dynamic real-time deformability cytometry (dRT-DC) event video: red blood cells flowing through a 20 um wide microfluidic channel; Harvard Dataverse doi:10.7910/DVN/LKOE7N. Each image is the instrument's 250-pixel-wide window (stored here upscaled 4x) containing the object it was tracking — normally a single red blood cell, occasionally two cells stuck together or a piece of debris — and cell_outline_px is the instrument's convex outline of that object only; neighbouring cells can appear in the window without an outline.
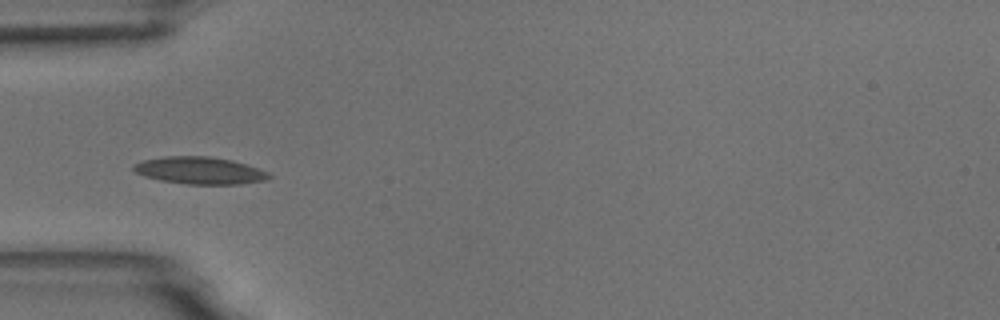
{"species": "common noctule bat (a hibernating species)", "species_latin": "Nyctalus noctula", "temperature_condition": "room temperature", "stored_images_in_passage": 9, "camera_frame_rate_fps": 3000, "um_per_image_px": 0.085, "animal": {"sex": "male", "body_mass_g": 18.8}, "frame": {"image": 1, "passage_image": 4, "time_ms": 4.333, "image_size_px": [1000, 320], "cell_outline_px": [[272, 176], [264, 180], [240, 184], [184, 184], [160, 180], [144, 176], [136, 172], [132, 168], [132, 164], [144, 160], [164, 156], [208, 156], [232, 160], [268, 172]], "centroid_in_image_um": [16.93, 14.49], "position_along_channel_um": 68.1, "area_um2": 21.33}}
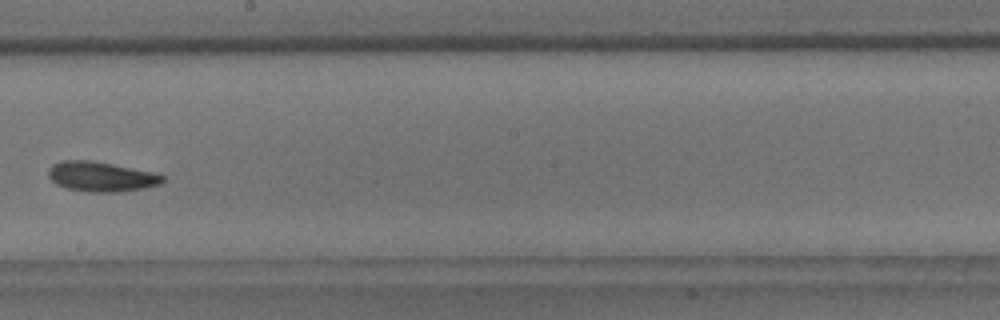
{"frame": {"image": 2, "passage_image": 8, "time_ms": 9.0, "image_size_px": [1000, 320], "cell_outline_px": [[164, 180], [160, 184], [120, 192], [88, 192], [64, 188], [56, 184], [48, 176], [48, 168], [52, 164], [60, 160], [92, 160], [152, 172], [164, 176]], "centroid_in_image_um": [8.53, 15.01], "position_along_channel_um": 239.7, "area_um2": 19.88}}
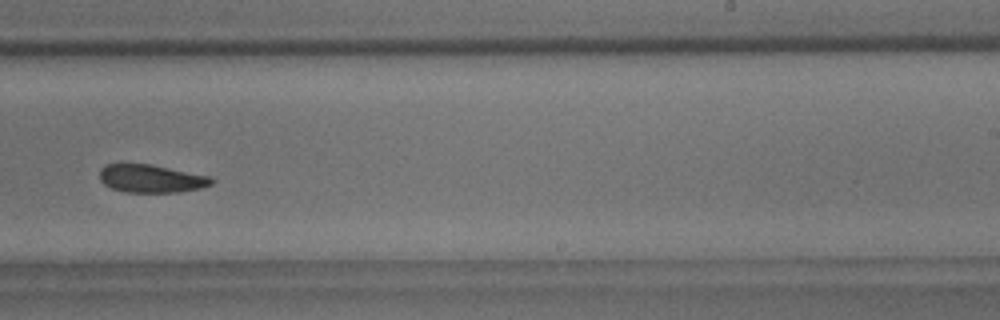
{"frame": {"image": 3, "passage_image": 9, "time_ms": 10.0, "image_size_px": [1000, 320], "cell_outline_px": [[216, 180], [212, 184], [200, 188], [180, 192], [124, 192], [112, 188], [104, 184], [100, 180], [100, 168], [104, 164], [152, 164], [208, 176]], "centroid_in_image_um": [12.84, 15.18], "position_along_channel_um": 276.2, "area_um2": 18.26}}